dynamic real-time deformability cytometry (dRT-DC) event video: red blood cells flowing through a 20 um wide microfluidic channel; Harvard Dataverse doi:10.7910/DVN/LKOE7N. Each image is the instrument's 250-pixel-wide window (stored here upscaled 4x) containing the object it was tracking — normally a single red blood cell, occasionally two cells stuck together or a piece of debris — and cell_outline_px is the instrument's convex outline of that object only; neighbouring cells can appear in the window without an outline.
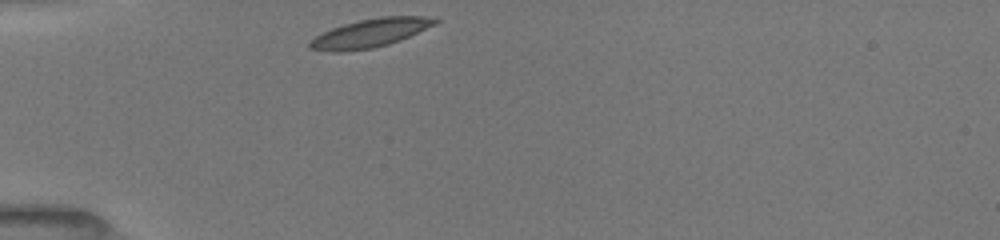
{"species": "common noctule bat (a hibernating species)", "species_latin": "Nyctalus noctula", "temperature_condition": "room temperature", "stored_images_in_passage": 31, "camera_frame_rate_fps": 3000, "um_per_image_px": 0.085, "animal": {"sex": "female", "body_mass_g": 19.5, "forearm_length_mm": 54.1}, "frame": {"image": 1, "passage_image": 1, "time_ms": 0.0, "image_size_px": [1000, 240], "cell_outline_px": [[440, 20], [436, 24], [400, 40], [388, 44], [372, 48], [340, 52], [328, 52], [308, 48], [308, 40], [332, 28], [344, 24], [360, 20], [380, 16], [436, 16]], "centroid_in_image_um": [31.47, 2.8], "position_along_channel_um": 53.5, "area_um2": 20.92}}
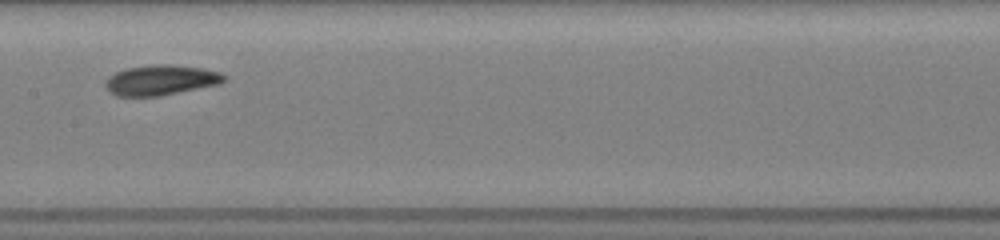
{"frame": {"image": 2, "passage_image": 13, "time_ms": 4.0, "image_size_px": [1000, 240], "cell_outline_px": [[228, 76], [220, 84], [160, 96], [116, 96], [108, 92], [104, 88], [104, 80], [108, 76], [124, 68], [156, 64], [172, 64], [204, 68], [220, 72]], "centroid_in_image_um": [13.64, 6.8], "position_along_channel_um": 193.8, "area_um2": 21.33}}
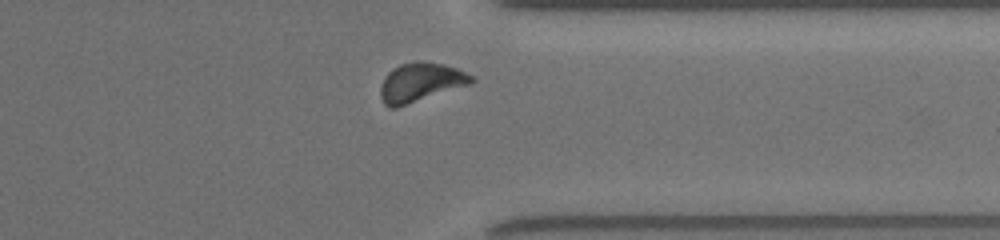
{"frame": {"image": 3, "passage_image": 27, "time_ms": 8.667, "image_size_px": [1000, 240], "cell_outline_px": [[476, 80], [472, 84], [396, 108], [388, 108], [384, 104], [380, 96], [380, 88], [388, 72], [392, 68], [400, 64], [416, 60], [444, 64], [456, 68], [472, 76]], "centroid_in_image_um": [35.75, 7.0], "position_along_channel_um": 375.7, "area_um2": 20.81}, "authors_computed_cell_mechanics": {"area_um2": 20.0566, "velocity_mm_per_s": 3.9207, "shape_relaxation_time_tau1_ms": 1.6844, "shape_relaxation_time_tau2_ms": 3.9401, "deformation_change_tau1": 0.1013, "deformation_change_tau2": 0.09}}